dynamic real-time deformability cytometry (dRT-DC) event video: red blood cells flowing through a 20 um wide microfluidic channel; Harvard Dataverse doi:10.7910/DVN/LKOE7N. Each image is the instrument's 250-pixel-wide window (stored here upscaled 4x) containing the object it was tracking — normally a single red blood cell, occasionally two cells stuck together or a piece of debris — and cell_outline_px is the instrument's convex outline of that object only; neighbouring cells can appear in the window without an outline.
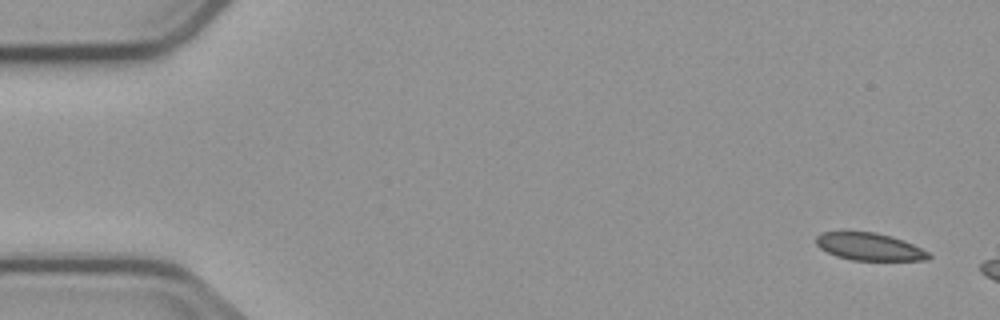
{"species": "common noctule bat (a hibernating species)", "species_latin": "Nyctalus noctula", "temperature_condition": "cold", "stored_images_in_passage": 3, "camera_frame_rate_fps": 3000, "um_per_image_px": 0.085, "animal": {"sex": "male", "body_mass_g": 23.1, "forearm_length_mm": 52.7}, "frame": {"image": 1, "passage_image": 1, "time_ms": 0.0, "image_size_px": [1000, 320], "cell_outline_px": [[932, 256], [928, 260], [852, 260], [836, 256], [820, 248], [816, 244], [816, 236], [820, 232], [876, 232], [892, 236], [904, 240], [928, 252]], "centroid_in_image_um": [73.9, 20.97], "position_along_channel_um": 11.1, "area_um2": 17.98}}